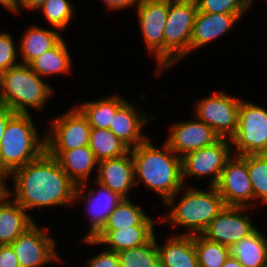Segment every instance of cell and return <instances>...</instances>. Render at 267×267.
<instances>
[{
	"mask_svg": "<svg viewBox=\"0 0 267 267\" xmlns=\"http://www.w3.org/2000/svg\"><path fill=\"white\" fill-rule=\"evenodd\" d=\"M196 0H169L164 27V69L170 68L190 52Z\"/></svg>",
	"mask_w": 267,
	"mask_h": 267,
	"instance_id": "obj_6",
	"label": "cell"
},
{
	"mask_svg": "<svg viewBox=\"0 0 267 267\" xmlns=\"http://www.w3.org/2000/svg\"><path fill=\"white\" fill-rule=\"evenodd\" d=\"M10 176L15 184L12 199L26 211L38 207L72 205L75 202L77 185L47 151L25 166L16 168Z\"/></svg>",
	"mask_w": 267,
	"mask_h": 267,
	"instance_id": "obj_1",
	"label": "cell"
},
{
	"mask_svg": "<svg viewBox=\"0 0 267 267\" xmlns=\"http://www.w3.org/2000/svg\"><path fill=\"white\" fill-rule=\"evenodd\" d=\"M5 175L0 173V200L7 194V187L5 182Z\"/></svg>",
	"mask_w": 267,
	"mask_h": 267,
	"instance_id": "obj_43",
	"label": "cell"
},
{
	"mask_svg": "<svg viewBox=\"0 0 267 267\" xmlns=\"http://www.w3.org/2000/svg\"><path fill=\"white\" fill-rule=\"evenodd\" d=\"M87 267H119V258L115 251L105 250L91 258Z\"/></svg>",
	"mask_w": 267,
	"mask_h": 267,
	"instance_id": "obj_36",
	"label": "cell"
},
{
	"mask_svg": "<svg viewBox=\"0 0 267 267\" xmlns=\"http://www.w3.org/2000/svg\"><path fill=\"white\" fill-rule=\"evenodd\" d=\"M88 146L98 161L120 157L130 150L109 129L91 128Z\"/></svg>",
	"mask_w": 267,
	"mask_h": 267,
	"instance_id": "obj_29",
	"label": "cell"
},
{
	"mask_svg": "<svg viewBox=\"0 0 267 267\" xmlns=\"http://www.w3.org/2000/svg\"><path fill=\"white\" fill-rule=\"evenodd\" d=\"M70 53L63 38L51 49L32 60L28 65L40 77L69 73L72 67Z\"/></svg>",
	"mask_w": 267,
	"mask_h": 267,
	"instance_id": "obj_26",
	"label": "cell"
},
{
	"mask_svg": "<svg viewBox=\"0 0 267 267\" xmlns=\"http://www.w3.org/2000/svg\"><path fill=\"white\" fill-rule=\"evenodd\" d=\"M243 14L202 13L195 15L190 52L228 32Z\"/></svg>",
	"mask_w": 267,
	"mask_h": 267,
	"instance_id": "obj_19",
	"label": "cell"
},
{
	"mask_svg": "<svg viewBox=\"0 0 267 267\" xmlns=\"http://www.w3.org/2000/svg\"><path fill=\"white\" fill-rule=\"evenodd\" d=\"M15 113L11 111L8 107L0 104V142L2 140L3 133L5 132L8 120Z\"/></svg>",
	"mask_w": 267,
	"mask_h": 267,
	"instance_id": "obj_38",
	"label": "cell"
},
{
	"mask_svg": "<svg viewBox=\"0 0 267 267\" xmlns=\"http://www.w3.org/2000/svg\"><path fill=\"white\" fill-rule=\"evenodd\" d=\"M46 137V151H68L88 146L91 127L75 106L70 111L51 121Z\"/></svg>",
	"mask_w": 267,
	"mask_h": 267,
	"instance_id": "obj_10",
	"label": "cell"
},
{
	"mask_svg": "<svg viewBox=\"0 0 267 267\" xmlns=\"http://www.w3.org/2000/svg\"><path fill=\"white\" fill-rule=\"evenodd\" d=\"M119 267H161L155 235L144 245L117 253Z\"/></svg>",
	"mask_w": 267,
	"mask_h": 267,
	"instance_id": "obj_30",
	"label": "cell"
},
{
	"mask_svg": "<svg viewBox=\"0 0 267 267\" xmlns=\"http://www.w3.org/2000/svg\"><path fill=\"white\" fill-rule=\"evenodd\" d=\"M100 186L97 190H90L88 196H82V200L87 202V212L90 220V230L83 240H93L103 229L108 217L113 212L115 207L122 201L123 197L119 194L112 192L107 187Z\"/></svg>",
	"mask_w": 267,
	"mask_h": 267,
	"instance_id": "obj_20",
	"label": "cell"
},
{
	"mask_svg": "<svg viewBox=\"0 0 267 267\" xmlns=\"http://www.w3.org/2000/svg\"><path fill=\"white\" fill-rule=\"evenodd\" d=\"M154 236V226H131L117 230H102L93 240H84L90 244L110 245V251L118 253L146 244Z\"/></svg>",
	"mask_w": 267,
	"mask_h": 267,
	"instance_id": "obj_22",
	"label": "cell"
},
{
	"mask_svg": "<svg viewBox=\"0 0 267 267\" xmlns=\"http://www.w3.org/2000/svg\"><path fill=\"white\" fill-rule=\"evenodd\" d=\"M13 38L6 32L0 33V74L17 66V54Z\"/></svg>",
	"mask_w": 267,
	"mask_h": 267,
	"instance_id": "obj_35",
	"label": "cell"
},
{
	"mask_svg": "<svg viewBox=\"0 0 267 267\" xmlns=\"http://www.w3.org/2000/svg\"><path fill=\"white\" fill-rule=\"evenodd\" d=\"M0 267H20L11 245H0Z\"/></svg>",
	"mask_w": 267,
	"mask_h": 267,
	"instance_id": "obj_37",
	"label": "cell"
},
{
	"mask_svg": "<svg viewBox=\"0 0 267 267\" xmlns=\"http://www.w3.org/2000/svg\"><path fill=\"white\" fill-rule=\"evenodd\" d=\"M249 2V8H250V5L254 2L253 0H248Z\"/></svg>",
	"mask_w": 267,
	"mask_h": 267,
	"instance_id": "obj_44",
	"label": "cell"
},
{
	"mask_svg": "<svg viewBox=\"0 0 267 267\" xmlns=\"http://www.w3.org/2000/svg\"><path fill=\"white\" fill-rule=\"evenodd\" d=\"M209 188L208 192L192 187L185 189L181 200L162 221L186 228L190 233L185 235L202 234L226 206L216 186H209Z\"/></svg>",
	"mask_w": 267,
	"mask_h": 267,
	"instance_id": "obj_5",
	"label": "cell"
},
{
	"mask_svg": "<svg viewBox=\"0 0 267 267\" xmlns=\"http://www.w3.org/2000/svg\"><path fill=\"white\" fill-rule=\"evenodd\" d=\"M46 0H20V7L25 9H38Z\"/></svg>",
	"mask_w": 267,
	"mask_h": 267,
	"instance_id": "obj_40",
	"label": "cell"
},
{
	"mask_svg": "<svg viewBox=\"0 0 267 267\" xmlns=\"http://www.w3.org/2000/svg\"><path fill=\"white\" fill-rule=\"evenodd\" d=\"M118 95L108 96L102 100L85 102L76 107L86 117L91 128L109 129L117 109L125 102Z\"/></svg>",
	"mask_w": 267,
	"mask_h": 267,
	"instance_id": "obj_27",
	"label": "cell"
},
{
	"mask_svg": "<svg viewBox=\"0 0 267 267\" xmlns=\"http://www.w3.org/2000/svg\"><path fill=\"white\" fill-rule=\"evenodd\" d=\"M231 255L244 267H267V238L256 229L231 247Z\"/></svg>",
	"mask_w": 267,
	"mask_h": 267,
	"instance_id": "obj_25",
	"label": "cell"
},
{
	"mask_svg": "<svg viewBox=\"0 0 267 267\" xmlns=\"http://www.w3.org/2000/svg\"><path fill=\"white\" fill-rule=\"evenodd\" d=\"M96 167L98 175L95 183L107 187L123 198H128L130 189L135 185L134 164L130 151L120 157L99 161Z\"/></svg>",
	"mask_w": 267,
	"mask_h": 267,
	"instance_id": "obj_17",
	"label": "cell"
},
{
	"mask_svg": "<svg viewBox=\"0 0 267 267\" xmlns=\"http://www.w3.org/2000/svg\"><path fill=\"white\" fill-rule=\"evenodd\" d=\"M20 41L21 64H29L45 51L53 48L61 39V35L55 30L44 29L38 26L28 28Z\"/></svg>",
	"mask_w": 267,
	"mask_h": 267,
	"instance_id": "obj_24",
	"label": "cell"
},
{
	"mask_svg": "<svg viewBox=\"0 0 267 267\" xmlns=\"http://www.w3.org/2000/svg\"><path fill=\"white\" fill-rule=\"evenodd\" d=\"M162 151L149 138L130 149L134 164V181L142 179L145 185L155 191L165 204L174 205L175 197L183 189L182 158L176 155L165 142Z\"/></svg>",
	"mask_w": 267,
	"mask_h": 267,
	"instance_id": "obj_2",
	"label": "cell"
},
{
	"mask_svg": "<svg viewBox=\"0 0 267 267\" xmlns=\"http://www.w3.org/2000/svg\"><path fill=\"white\" fill-rule=\"evenodd\" d=\"M47 152L57 159L63 171L77 185L74 201H78L88 187V176L99 163L93 151L89 146H83L68 151Z\"/></svg>",
	"mask_w": 267,
	"mask_h": 267,
	"instance_id": "obj_16",
	"label": "cell"
},
{
	"mask_svg": "<svg viewBox=\"0 0 267 267\" xmlns=\"http://www.w3.org/2000/svg\"><path fill=\"white\" fill-rule=\"evenodd\" d=\"M28 64H18L0 74V104L14 113L28 114V106L37 110L47 102L52 92Z\"/></svg>",
	"mask_w": 267,
	"mask_h": 267,
	"instance_id": "obj_4",
	"label": "cell"
},
{
	"mask_svg": "<svg viewBox=\"0 0 267 267\" xmlns=\"http://www.w3.org/2000/svg\"><path fill=\"white\" fill-rule=\"evenodd\" d=\"M143 209L129 198H123L108 217L102 230H117L131 226H154L153 218L148 217Z\"/></svg>",
	"mask_w": 267,
	"mask_h": 267,
	"instance_id": "obj_28",
	"label": "cell"
},
{
	"mask_svg": "<svg viewBox=\"0 0 267 267\" xmlns=\"http://www.w3.org/2000/svg\"><path fill=\"white\" fill-rule=\"evenodd\" d=\"M45 151L46 137L40 139L30 114L15 113L8 120L0 142V173L8 177Z\"/></svg>",
	"mask_w": 267,
	"mask_h": 267,
	"instance_id": "obj_3",
	"label": "cell"
},
{
	"mask_svg": "<svg viewBox=\"0 0 267 267\" xmlns=\"http://www.w3.org/2000/svg\"><path fill=\"white\" fill-rule=\"evenodd\" d=\"M233 156L226 161L216 188L226 206L251 208L254 193L247 163L241 156Z\"/></svg>",
	"mask_w": 267,
	"mask_h": 267,
	"instance_id": "obj_12",
	"label": "cell"
},
{
	"mask_svg": "<svg viewBox=\"0 0 267 267\" xmlns=\"http://www.w3.org/2000/svg\"><path fill=\"white\" fill-rule=\"evenodd\" d=\"M0 4L11 12L18 13L20 9V0H0Z\"/></svg>",
	"mask_w": 267,
	"mask_h": 267,
	"instance_id": "obj_41",
	"label": "cell"
},
{
	"mask_svg": "<svg viewBox=\"0 0 267 267\" xmlns=\"http://www.w3.org/2000/svg\"><path fill=\"white\" fill-rule=\"evenodd\" d=\"M230 139L219 138L213 144L205 146L182 157V181L187 177L211 176L210 185L216 186L226 161L232 156Z\"/></svg>",
	"mask_w": 267,
	"mask_h": 267,
	"instance_id": "obj_9",
	"label": "cell"
},
{
	"mask_svg": "<svg viewBox=\"0 0 267 267\" xmlns=\"http://www.w3.org/2000/svg\"><path fill=\"white\" fill-rule=\"evenodd\" d=\"M125 101L118 109L109 130L129 149L134 148L148 138L141 134L142 126L150 119L142 111Z\"/></svg>",
	"mask_w": 267,
	"mask_h": 267,
	"instance_id": "obj_18",
	"label": "cell"
},
{
	"mask_svg": "<svg viewBox=\"0 0 267 267\" xmlns=\"http://www.w3.org/2000/svg\"><path fill=\"white\" fill-rule=\"evenodd\" d=\"M230 141L237 156L267 154V110L241 99L237 130Z\"/></svg>",
	"mask_w": 267,
	"mask_h": 267,
	"instance_id": "obj_7",
	"label": "cell"
},
{
	"mask_svg": "<svg viewBox=\"0 0 267 267\" xmlns=\"http://www.w3.org/2000/svg\"><path fill=\"white\" fill-rule=\"evenodd\" d=\"M199 267H221L231 255V248L208 240L202 234L194 235Z\"/></svg>",
	"mask_w": 267,
	"mask_h": 267,
	"instance_id": "obj_31",
	"label": "cell"
},
{
	"mask_svg": "<svg viewBox=\"0 0 267 267\" xmlns=\"http://www.w3.org/2000/svg\"><path fill=\"white\" fill-rule=\"evenodd\" d=\"M241 157L247 163L254 201L262 199L267 204V154H250Z\"/></svg>",
	"mask_w": 267,
	"mask_h": 267,
	"instance_id": "obj_32",
	"label": "cell"
},
{
	"mask_svg": "<svg viewBox=\"0 0 267 267\" xmlns=\"http://www.w3.org/2000/svg\"><path fill=\"white\" fill-rule=\"evenodd\" d=\"M161 267H199L194 235H176L164 246L157 244Z\"/></svg>",
	"mask_w": 267,
	"mask_h": 267,
	"instance_id": "obj_23",
	"label": "cell"
},
{
	"mask_svg": "<svg viewBox=\"0 0 267 267\" xmlns=\"http://www.w3.org/2000/svg\"><path fill=\"white\" fill-rule=\"evenodd\" d=\"M241 99L217 92L195 105V118L210 126L220 138L231 139L238 125Z\"/></svg>",
	"mask_w": 267,
	"mask_h": 267,
	"instance_id": "obj_8",
	"label": "cell"
},
{
	"mask_svg": "<svg viewBox=\"0 0 267 267\" xmlns=\"http://www.w3.org/2000/svg\"><path fill=\"white\" fill-rule=\"evenodd\" d=\"M202 13L244 14L249 10L248 0H196Z\"/></svg>",
	"mask_w": 267,
	"mask_h": 267,
	"instance_id": "obj_34",
	"label": "cell"
},
{
	"mask_svg": "<svg viewBox=\"0 0 267 267\" xmlns=\"http://www.w3.org/2000/svg\"><path fill=\"white\" fill-rule=\"evenodd\" d=\"M11 191L0 200V245H10L35 222L16 201H9ZM10 195V196H9Z\"/></svg>",
	"mask_w": 267,
	"mask_h": 267,
	"instance_id": "obj_21",
	"label": "cell"
},
{
	"mask_svg": "<svg viewBox=\"0 0 267 267\" xmlns=\"http://www.w3.org/2000/svg\"><path fill=\"white\" fill-rule=\"evenodd\" d=\"M107 7L111 10L125 9L133 5H137L138 0H103Z\"/></svg>",
	"mask_w": 267,
	"mask_h": 267,
	"instance_id": "obj_39",
	"label": "cell"
},
{
	"mask_svg": "<svg viewBox=\"0 0 267 267\" xmlns=\"http://www.w3.org/2000/svg\"><path fill=\"white\" fill-rule=\"evenodd\" d=\"M138 22L147 48L156 55L157 69L164 70V27L168 17L169 0H138Z\"/></svg>",
	"mask_w": 267,
	"mask_h": 267,
	"instance_id": "obj_11",
	"label": "cell"
},
{
	"mask_svg": "<svg viewBox=\"0 0 267 267\" xmlns=\"http://www.w3.org/2000/svg\"><path fill=\"white\" fill-rule=\"evenodd\" d=\"M248 207L225 206L209 223L202 235L208 240L231 248L236 242L248 237L257 227L242 213Z\"/></svg>",
	"mask_w": 267,
	"mask_h": 267,
	"instance_id": "obj_14",
	"label": "cell"
},
{
	"mask_svg": "<svg viewBox=\"0 0 267 267\" xmlns=\"http://www.w3.org/2000/svg\"><path fill=\"white\" fill-rule=\"evenodd\" d=\"M221 267H244V266L236 258L230 255Z\"/></svg>",
	"mask_w": 267,
	"mask_h": 267,
	"instance_id": "obj_42",
	"label": "cell"
},
{
	"mask_svg": "<svg viewBox=\"0 0 267 267\" xmlns=\"http://www.w3.org/2000/svg\"><path fill=\"white\" fill-rule=\"evenodd\" d=\"M34 223L10 245L15 251L20 267H42L60 258L55 241Z\"/></svg>",
	"mask_w": 267,
	"mask_h": 267,
	"instance_id": "obj_13",
	"label": "cell"
},
{
	"mask_svg": "<svg viewBox=\"0 0 267 267\" xmlns=\"http://www.w3.org/2000/svg\"><path fill=\"white\" fill-rule=\"evenodd\" d=\"M170 129L169 138L165 142L180 158L211 145L220 138L210 126L197 118L193 121L175 123Z\"/></svg>",
	"mask_w": 267,
	"mask_h": 267,
	"instance_id": "obj_15",
	"label": "cell"
},
{
	"mask_svg": "<svg viewBox=\"0 0 267 267\" xmlns=\"http://www.w3.org/2000/svg\"><path fill=\"white\" fill-rule=\"evenodd\" d=\"M73 5L68 0H46L38 9L43 11L46 20L57 30L67 28L74 14Z\"/></svg>",
	"mask_w": 267,
	"mask_h": 267,
	"instance_id": "obj_33",
	"label": "cell"
}]
</instances>
